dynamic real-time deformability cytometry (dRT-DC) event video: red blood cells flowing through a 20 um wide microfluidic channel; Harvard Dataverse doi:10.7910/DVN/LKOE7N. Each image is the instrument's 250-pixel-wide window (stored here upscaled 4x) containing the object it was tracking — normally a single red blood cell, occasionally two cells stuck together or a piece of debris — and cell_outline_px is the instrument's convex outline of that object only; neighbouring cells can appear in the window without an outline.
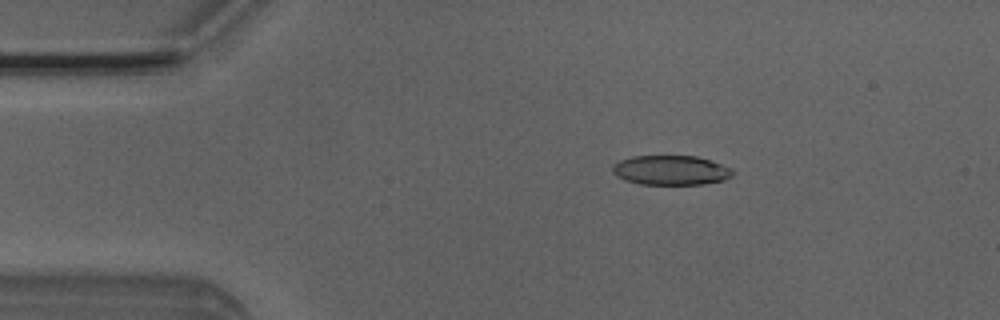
{"species": "Egyptian fruit bat (a non-hibernating species)", "species_latin": "Rousettus aegyptiacus", "temperature_condition": "room temperature", "stored_images_in_passage": 51, "camera_frame_rate_fps": 3000, "um_per_image_px": 0.085, "animal": {"sex": "male"}, "frame": {"image": 1, "passage_image": 9, "time_ms": 2.667, "image_size_px": [1000, 320], "cell_outline_px": [[736, 172], [732, 176], [724, 180], [704, 184], [640, 184], [624, 180], [616, 176], [612, 172], [612, 164], [620, 160], [632, 156], [696, 156], [732, 168]], "centroid_in_image_um": [57.01, 14.47], "position_along_channel_um": 28.0, "area_um2": 20.81}}
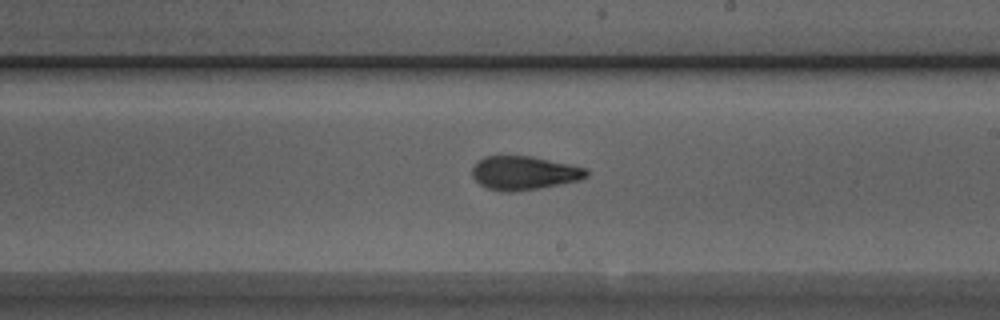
{"frame": {"image": 2, "passage_image": 29, "time_ms": 9.333, "image_size_px": [1000, 320], "cell_outline_px": [[588, 176], [580, 180], [536, 188], [512, 192], [500, 192], [484, 188], [472, 176], [472, 168], [484, 156], [528, 156], [588, 168]], "centroid_in_image_um": [44.52, 14.71], "position_along_channel_um": 244.5, "area_um2": 22.25}}
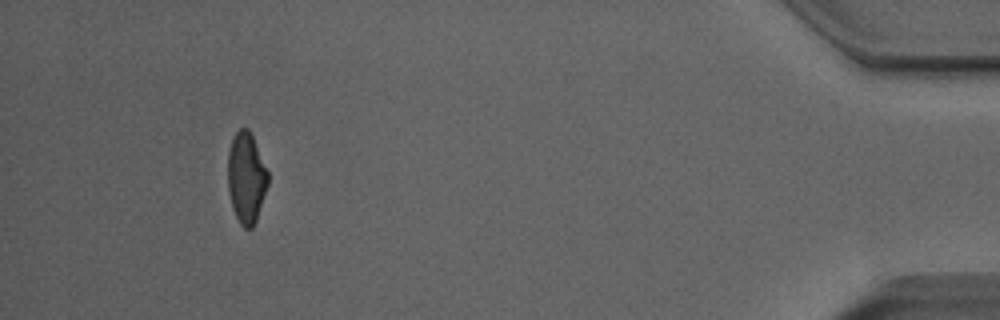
{"frame": {"image": 3, "passage_image": 47, "time_ms": 15.333, "image_size_px": [1000, 320], "cell_outline_px": [[268, 184], [256, 220], [252, 228], [244, 228], [240, 224], [232, 208], [228, 188], [228, 152], [232, 140], [236, 132], [240, 128], [248, 128], [252, 136], [268, 172]], "centroid_in_image_um": [20.92, 15.12], "position_along_channel_um": 414.3, "area_um2": 20.98}, "authors_computed_cell_mechanics": {"area_um2": 22.0796, "velocity_mm_per_s": 4.0396, "shape_relaxation_time_tau1_ms": 4.4848, "shape_relaxation_time_tau2_ms": 1.9456, "deformation_change_tau1": 0.1568, "deformation_change_tau2": 0.0923}}